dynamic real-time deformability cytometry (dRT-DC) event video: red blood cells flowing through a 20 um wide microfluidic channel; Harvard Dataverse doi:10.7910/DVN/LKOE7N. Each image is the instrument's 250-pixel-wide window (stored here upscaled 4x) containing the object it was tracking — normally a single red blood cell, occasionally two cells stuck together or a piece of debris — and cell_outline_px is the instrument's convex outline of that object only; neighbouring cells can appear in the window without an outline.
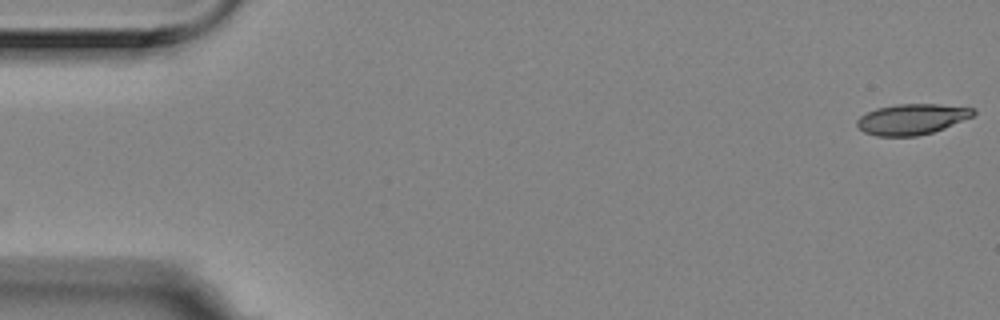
{"species": "Egyptian fruit bat (a non-hibernating species)", "species_latin": "Rousettus aegyptiacus", "temperature_condition": "room temperature", "stored_images_in_passage": 49, "camera_frame_rate_fps": 3000, "um_per_image_px": 0.085, "animal": {"sex": "female"}, "frame": {"image": 1, "passage_image": 1, "time_ms": 0.0, "image_size_px": [1000, 320], "cell_outline_px": [[976, 112], [972, 116], [944, 128], [932, 132], [916, 136], [876, 136], [864, 132], [856, 124], [856, 120], [860, 116], [876, 108], [896, 104], [940, 104], [976, 108]], "centroid_in_image_um": [77.5, 10.12], "position_along_channel_um": 7.5, "area_um2": 20.75}}
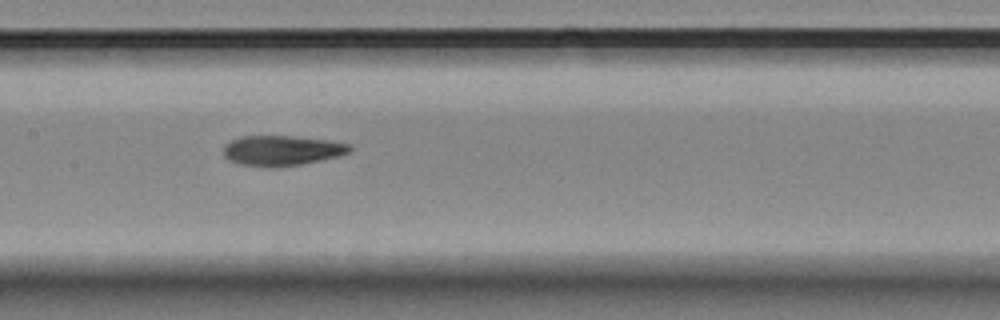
{"frame": {"image": 2, "passage_image": 27, "time_ms": 8.667, "image_size_px": [1000, 320], "cell_outline_px": [[352, 148], [348, 152], [336, 156], [320, 160], [300, 164], [276, 168], [268, 168], [240, 164], [228, 160], [224, 156], [224, 144], [240, 136], [292, 136], [328, 140], [352, 144]], "centroid_in_image_um": [23.92, 12.8], "position_along_channel_um": 183.5, "area_um2": 22.25}}
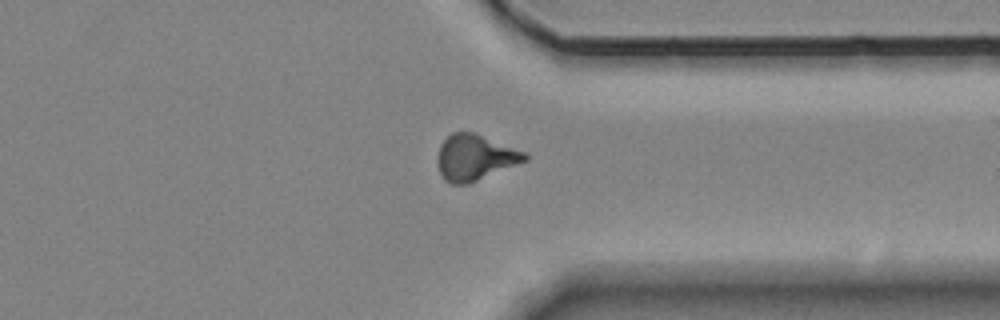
{"frame": {"image": 3, "passage_image": 43, "time_ms": 14.0, "image_size_px": [1000, 320], "cell_outline_px": [[528, 160], [468, 184], [452, 184], [444, 180], [440, 172], [436, 160], [440, 144], [452, 132], [472, 132], [524, 152], [528, 156]], "centroid_in_image_um": [40.33, 13.4], "position_along_channel_um": 371.1, "area_um2": 23.0}}